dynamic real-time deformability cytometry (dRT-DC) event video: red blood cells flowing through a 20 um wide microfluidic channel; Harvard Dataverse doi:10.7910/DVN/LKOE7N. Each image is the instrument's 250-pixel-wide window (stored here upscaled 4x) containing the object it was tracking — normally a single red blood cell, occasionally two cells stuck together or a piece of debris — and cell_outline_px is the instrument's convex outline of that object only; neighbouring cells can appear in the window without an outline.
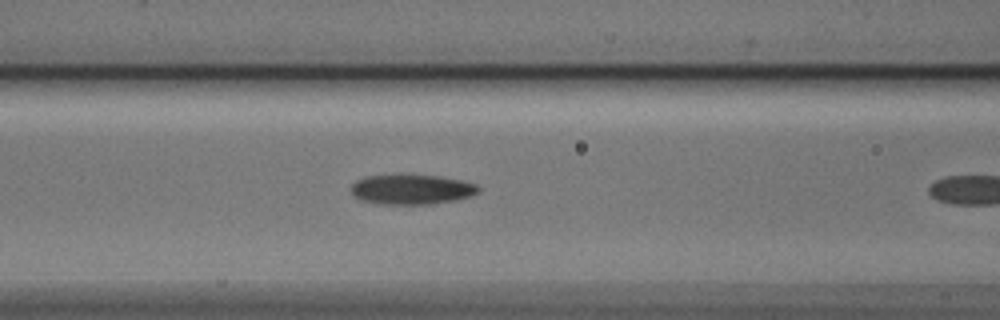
{"species": "Egyptian fruit bat (a non-hibernating species)", "species_latin": "Rousettus aegyptiacus", "temperature_condition": "cold", "stored_images_in_passage": 7, "camera_frame_rate_fps": 3000, "um_per_image_px": 0.085, "animal": {"sex": "male"}, "frame": {"image": 1, "passage_image": 6, "time_ms": 1.667, "image_size_px": [1000, 320], "cell_outline_px": [[480, 188], [476, 192], [468, 196], [456, 200], [432, 204], [380, 204], [364, 200], [356, 196], [352, 192], [352, 184], [356, 180], [368, 176], [436, 176], [460, 180], [476, 184]], "centroid_in_image_um": [35.0, 16.12], "position_along_channel_um": 131.6, "area_um2": 21.5}}